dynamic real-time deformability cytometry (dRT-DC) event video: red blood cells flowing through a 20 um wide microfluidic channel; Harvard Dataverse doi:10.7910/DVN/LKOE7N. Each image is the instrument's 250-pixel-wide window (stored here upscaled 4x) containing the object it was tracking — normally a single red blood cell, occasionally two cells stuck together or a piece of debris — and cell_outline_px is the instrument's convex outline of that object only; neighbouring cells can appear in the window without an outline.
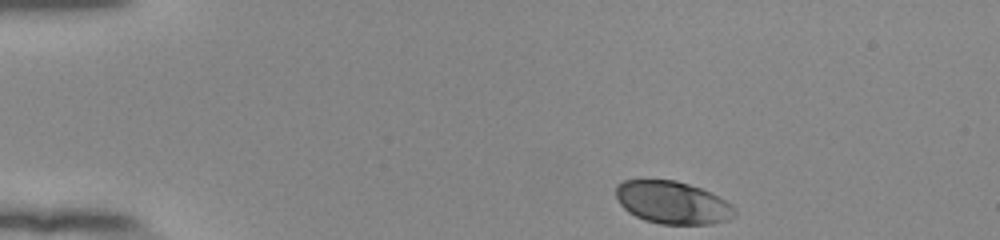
{"species": "human", "species_latin": "Homo sapiens", "temperature_condition": "room temperature", "stored_images_in_passage": 45, "camera_frame_rate_fps": 3000, "um_per_image_px": 0.085, "donor": {"sex": "female"}, "frame": {"image": 1, "passage_image": 1, "time_ms": 0.0, "image_size_px": [1000, 240], "cell_outline_px": [[736, 216], [728, 220], [712, 224], [660, 224], [644, 220], [628, 212], [620, 204], [616, 196], [616, 184], [624, 180], [676, 180], [700, 188], [732, 204], [736, 208]], "centroid_in_image_um": [57.16, 17.23], "position_along_channel_um": 27.8, "area_um2": 29.54}}
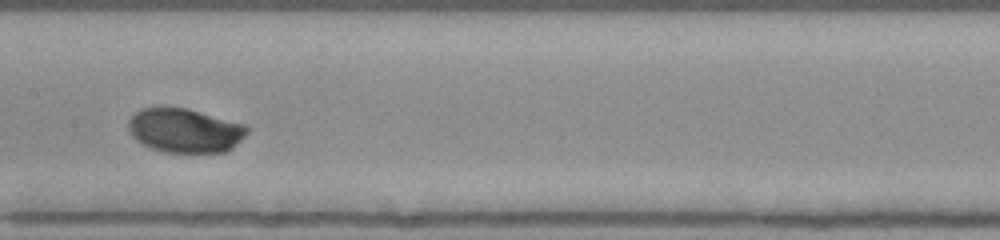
{"frame": {"image": 2, "passage_image": 20, "time_ms": 6.333, "image_size_px": [1000, 240], "cell_outline_px": [[248, 132], [232, 148], [224, 152], [164, 152], [152, 148], [136, 140], [132, 136], [128, 128], [128, 120], [136, 112], [144, 108], [160, 104], [188, 108], [244, 124], [248, 128]], "centroid_in_image_um": [15.67, 11.05], "position_along_channel_um": 191.7, "area_um2": 30.87}}
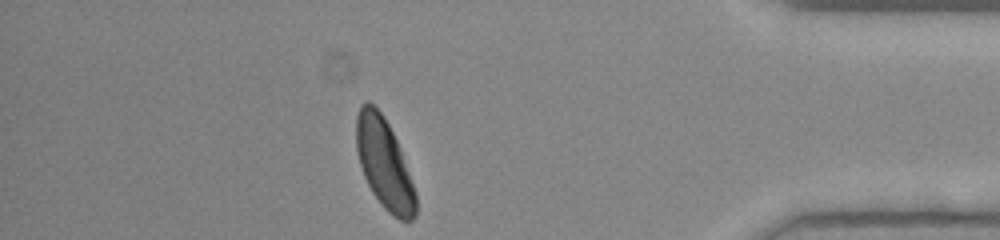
{"frame": {"image": 3, "passage_image": 39, "time_ms": 12.667, "image_size_px": [1000, 240], "cell_outline_px": [[416, 216], [412, 220], [400, 220], [388, 212], [384, 208], [372, 192], [364, 176], [360, 164], [356, 148], [356, 116], [360, 104], [364, 100], [368, 100], [384, 116], [400, 148], [416, 192]], "centroid_in_image_um": [32.65, 13.89], "position_along_channel_um": 402.6, "area_um2": 31.15}, "authors_computed_cell_mechanics": {"area_um2": 30.5184, "velocity_mm_per_s": 3.8747, "shape_relaxation_time_tau1_ms": 1.3543, "shape_relaxation_time_tau2_ms": null, "deformation_change_tau1": 0.1049, "deformation_change_tau2": null}}